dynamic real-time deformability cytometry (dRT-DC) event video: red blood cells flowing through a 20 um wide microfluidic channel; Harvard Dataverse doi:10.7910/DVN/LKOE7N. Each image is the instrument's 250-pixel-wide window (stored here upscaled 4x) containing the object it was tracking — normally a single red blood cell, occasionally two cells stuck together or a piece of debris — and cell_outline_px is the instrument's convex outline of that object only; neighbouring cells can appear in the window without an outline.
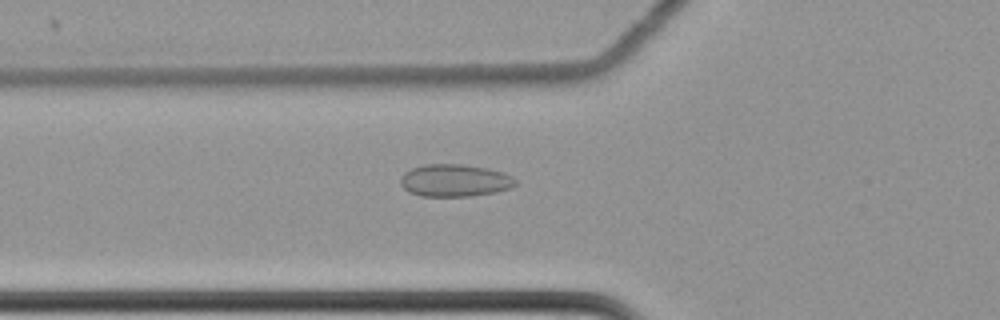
{"species": "common noctule bat (a hibernating species)", "species_latin": "Nyctalus noctula", "temperature_condition": "cold", "stored_images_in_passage": 40, "camera_frame_rate_fps": 3000, "um_per_image_px": 0.085, "animal": {"sex": "female", "body_mass_g": 22.7, "forearm_length_mm": 54.2}, "frame": {"image": 1, "passage_image": 3, "time_ms": 0.667, "image_size_px": [1000, 320], "cell_outline_px": [[516, 184], [512, 188], [496, 192], [468, 196], [420, 196], [408, 192], [400, 184], [400, 180], [404, 172], [412, 168], [424, 164], [460, 164], [488, 168], [512, 176], [516, 180]], "centroid_in_image_um": [38.64, 15.34], "position_along_channel_um": 87.2, "area_um2": 21.73}}
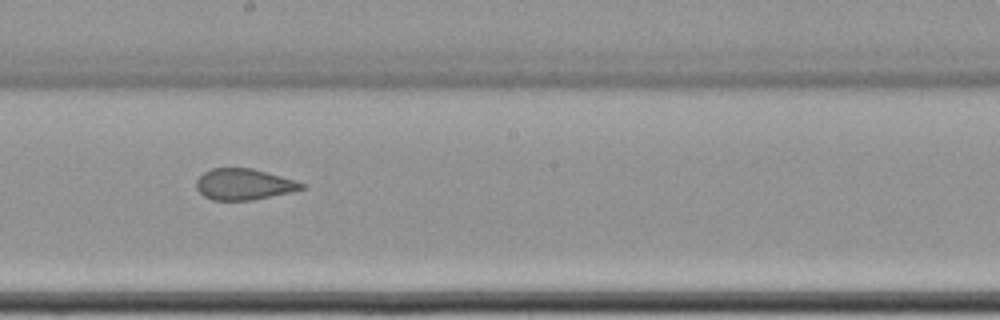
{"frame": {"image": 2, "passage_image": 15, "time_ms": 4.667, "image_size_px": [1000, 320], "cell_outline_px": [[308, 188], [292, 192], [252, 200], [212, 200], [204, 196], [196, 188], [196, 180], [204, 172], [212, 168], [252, 168], [308, 184]], "centroid_in_image_um": [20.76, 15.67], "position_along_channel_um": 227.4, "area_um2": 19.19}}
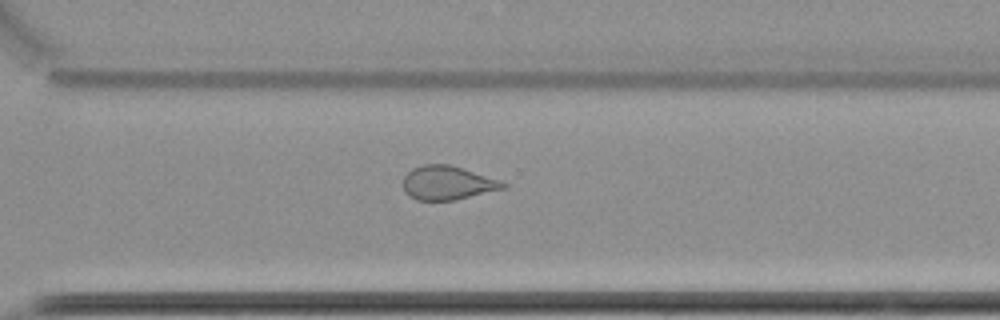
{"frame": {"image": 3, "passage_image": 24, "time_ms": 7.667, "image_size_px": [1000, 320], "cell_outline_px": [[508, 184], [504, 188], [456, 200], [416, 200], [408, 196], [404, 192], [404, 176], [412, 168], [420, 164], [448, 164], [500, 180]], "centroid_in_image_um": [38.0, 15.55], "position_along_channel_um": 332.6, "area_um2": 19.65}, "authors_computed_cell_mechanics": {"area_um2": 20.2878, "velocity_mm_per_s": 3.5025, "shape_relaxation_time_tau1_ms": null, "shape_relaxation_time_tau2_ms": 1.7033, "deformation_change_tau1": null, "deformation_change_tau2": 0.0918}}